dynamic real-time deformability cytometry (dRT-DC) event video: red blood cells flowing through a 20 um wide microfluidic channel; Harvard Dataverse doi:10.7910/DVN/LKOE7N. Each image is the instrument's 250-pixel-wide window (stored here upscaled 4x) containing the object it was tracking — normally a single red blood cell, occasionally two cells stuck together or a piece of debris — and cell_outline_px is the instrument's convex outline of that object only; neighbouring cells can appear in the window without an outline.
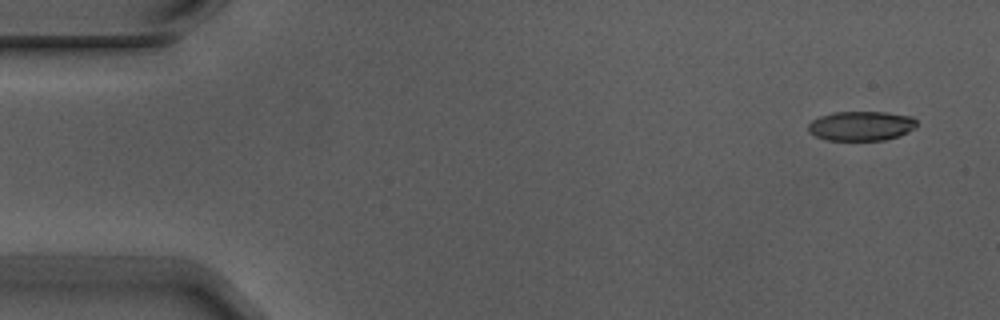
{"species": "Egyptian fruit bat (a non-hibernating species)", "species_latin": "Rousettus aegyptiacus", "temperature_condition": "warm", "stored_images_in_passage": 4, "camera_frame_rate_fps": 3000, "um_per_image_px": 0.085, "animal": {"sex": "male"}, "frame": {"image": 1, "passage_image": 1, "time_ms": 0.0, "image_size_px": [1000, 320], "cell_outline_px": [[916, 128], [900, 136], [884, 140], [828, 140], [816, 136], [808, 132], [808, 124], [812, 120], [820, 116], [832, 112], [884, 112], [912, 116], [916, 120]], "centroid_in_image_um": [73.21, 10.7], "position_along_channel_um": 11.8, "area_um2": 18.79}}
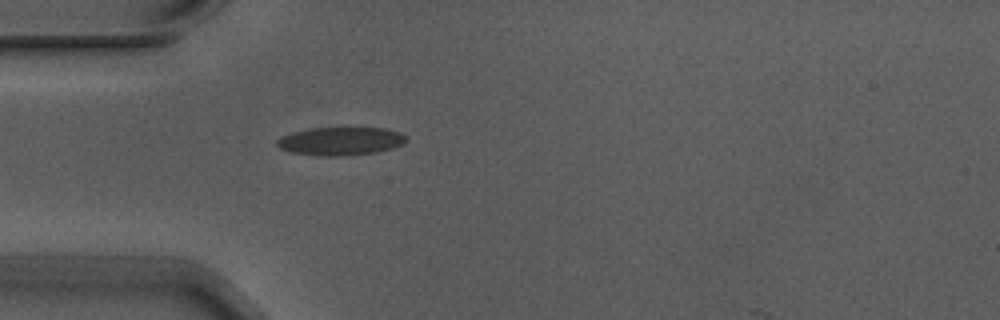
{"frame": {"image": 2, "passage_image": 4, "time_ms": 1.0, "image_size_px": [1000, 320], "cell_outline_px": [[404, 144], [392, 148], [376, 152], [344, 156], [324, 156], [292, 152], [280, 148], [276, 144], [276, 140], [284, 136], [296, 132], [312, 128], [384, 128], [400, 132], [404, 136]], "centroid_in_image_um": [28.97, 12.0], "position_along_channel_um": 56.0, "area_um2": 20.87}}